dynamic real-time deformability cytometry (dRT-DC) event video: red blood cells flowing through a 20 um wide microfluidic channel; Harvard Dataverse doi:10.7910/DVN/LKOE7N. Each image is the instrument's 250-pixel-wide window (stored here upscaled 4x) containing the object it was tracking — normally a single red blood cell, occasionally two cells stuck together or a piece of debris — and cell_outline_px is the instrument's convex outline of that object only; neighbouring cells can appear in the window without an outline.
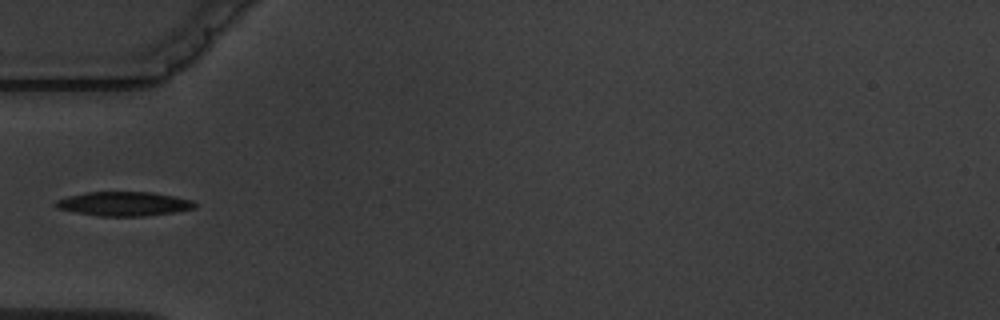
{"species": "common noctule bat (a hibernating species)", "species_latin": "Nyctalus noctula", "temperature_condition": "warm", "stored_images_in_passage": 3, "camera_frame_rate_fps": 3000, "um_per_image_px": 0.085, "animal": {"sex": "male", "body_mass_g": 19.5, "forearm_length_mm": 54.6}, "frame": {"image": 1, "passage_image": 3, "time_ms": 5.333, "image_size_px": [1000, 320], "cell_outline_px": [[196, 208], [172, 212], [144, 216], [100, 216], [76, 212], [56, 208], [56, 200], [68, 196], [88, 192], [152, 192], [192, 200], [196, 204]], "centroid_in_image_um": [10.53, 17.32], "position_along_channel_um": 74.5, "area_um2": 19.36}}